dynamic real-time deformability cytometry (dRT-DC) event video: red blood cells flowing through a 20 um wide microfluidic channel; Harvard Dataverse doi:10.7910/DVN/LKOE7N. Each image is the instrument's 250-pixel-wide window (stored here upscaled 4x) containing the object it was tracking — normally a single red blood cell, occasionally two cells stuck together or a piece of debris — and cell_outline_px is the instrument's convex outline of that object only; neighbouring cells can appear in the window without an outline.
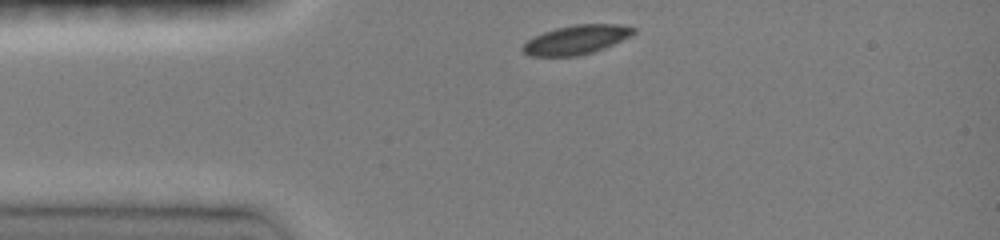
{"species": "common noctule bat (a hibernating species)", "species_latin": "Nyctalus noctula", "temperature_condition": "room temperature", "stored_images_in_passage": 32, "camera_frame_rate_fps": 3000, "um_per_image_px": 0.085, "animal": {"sex": "female", "body_mass_g": 19.0, "forearm_length_mm": 51.5}, "frame": {"image": 1, "passage_image": 1, "time_ms": 0.0, "image_size_px": [1000, 240], "cell_outline_px": [[636, 32], [632, 36], [604, 48], [592, 52], [576, 56], [528, 56], [520, 48], [528, 40], [544, 32], [556, 28], [576, 24], [620, 24], [636, 28]], "centroid_in_image_um": [49.02, 3.37], "position_along_channel_um": 36.0, "area_um2": 18.79}}
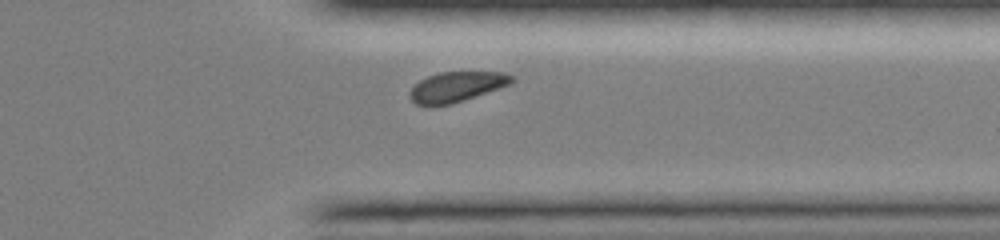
{"frame": {"image": 2, "passage_image": 28, "time_ms": 9.0, "image_size_px": [1000, 240], "cell_outline_px": [[516, 80], [512, 84], [452, 104], [416, 104], [408, 96], [408, 92], [420, 80], [428, 76], [440, 72], [504, 72], [512, 76]], "centroid_in_image_um": [38.85, 7.36], "position_along_channel_um": 372.6, "area_um2": 17.74}}
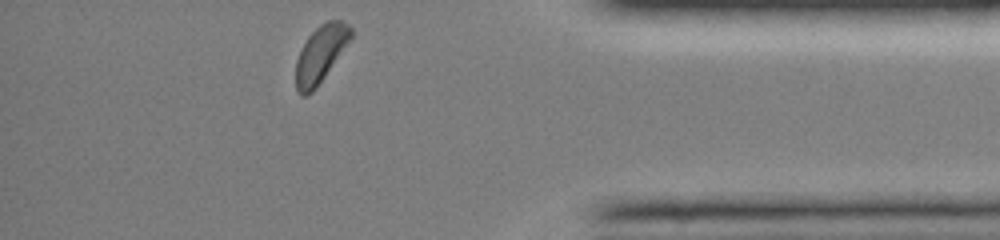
{"frame": {"image": 3, "passage_image": 32, "time_ms": 10.333, "image_size_px": [1000, 240], "cell_outline_px": [[352, 40], [316, 88], [312, 92], [304, 96], [300, 96], [296, 92], [296, 60], [308, 36], [320, 24], [328, 20], [340, 20], [348, 24], [352, 28]], "centroid_in_image_um": [27.27, 4.6], "position_along_channel_um": 407.9, "area_um2": 18.38}, "authors_computed_cell_mechanics": {"area_um2": 19.8543, "velocity_mm_per_s": 4.0064, "shape_relaxation_time_tau1_ms": 3.0626, "shape_relaxation_time_tau2_ms": null, "deformation_change_tau1": 0.1096, "deformation_change_tau2": null}}